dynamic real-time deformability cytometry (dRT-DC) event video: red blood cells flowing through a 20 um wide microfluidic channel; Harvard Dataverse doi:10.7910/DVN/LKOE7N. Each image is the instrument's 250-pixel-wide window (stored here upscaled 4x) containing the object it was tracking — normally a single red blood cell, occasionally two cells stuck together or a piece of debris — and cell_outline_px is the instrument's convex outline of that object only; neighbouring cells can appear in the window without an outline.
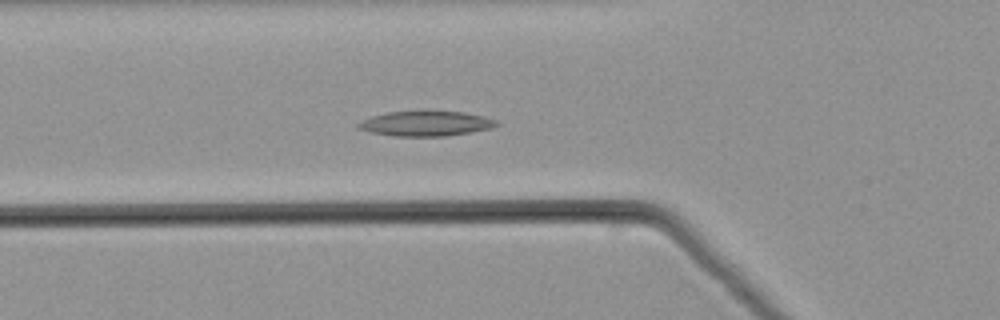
{"species": "common noctule bat (a hibernating species)", "species_latin": "Nyctalus noctula", "temperature_condition": "warm", "stored_images_in_passage": 49, "camera_frame_rate_fps": 3000, "um_per_image_px": 0.085, "animal": {"sex": "male", "body_mass_g": 21.5, "forearm_length_mm": 52.0}, "frame": {"image": 1, "passage_image": 16, "time_ms": 5.0, "image_size_px": [1000, 320], "cell_outline_px": [[500, 124], [492, 128], [472, 132], [448, 136], [392, 136], [368, 132], [356, 128], [356, 124], [360, 120], [372, 116], [388, 112], [464, 112], [484, 116], [496, 120]], "centroid_in_image_um": [36.17, 10.52], "position_along_channel_um": 89.6, "area_um2": 20.17}}
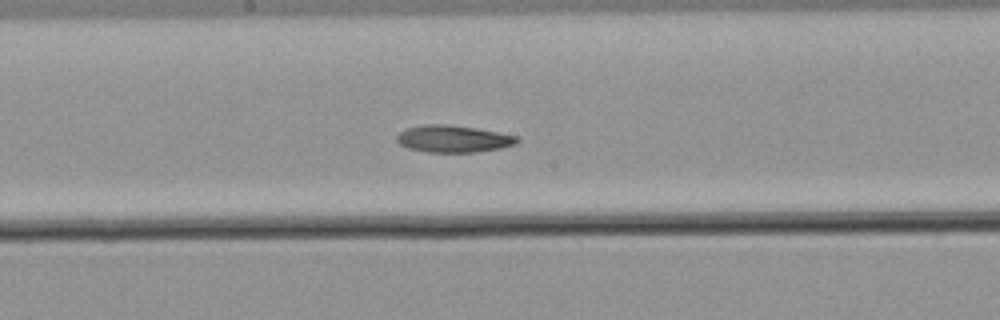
{"frame": {"image": 2, "passage_image": 25, "time_ms": 8.0, "image_size_px": [1000, 320], "cell_outline_px": [[520, 140], [516, 144], [500, 148], [476, 152], [428, 152], [408, 148], [400, 144], [396, 140], [396, 136], [400, 132], [408, 128], [424, 124], [444, 124], [472, 128], [520, 136]], "centroid_in_image_um": [38.53, 11.81], "position_along_channel_um": 209.7, "area_um2": 18.79}}
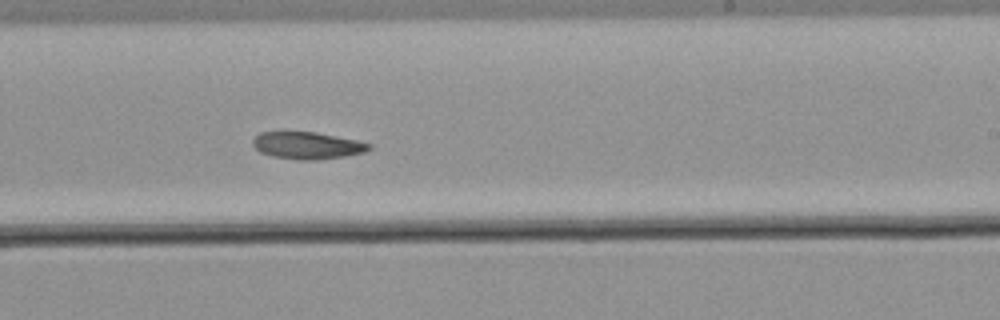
{"frame": {"image": 3, "passage_image": 29, "time_ms": 9.333, "image_size_px": [1000, 320], "cell_outline_px": [[372, 148], [364, 152], [344, 156], [312, 160], [300, 160], [272, 156], [260, 152], [252, 144], [252, 140], [260, 132], [316, 132], [356, 140], [372, 144]], "centroid_in_image_um": [26.11, 12.36], "position_along_channel_um": 262.9, "area_um2": 18.21}}